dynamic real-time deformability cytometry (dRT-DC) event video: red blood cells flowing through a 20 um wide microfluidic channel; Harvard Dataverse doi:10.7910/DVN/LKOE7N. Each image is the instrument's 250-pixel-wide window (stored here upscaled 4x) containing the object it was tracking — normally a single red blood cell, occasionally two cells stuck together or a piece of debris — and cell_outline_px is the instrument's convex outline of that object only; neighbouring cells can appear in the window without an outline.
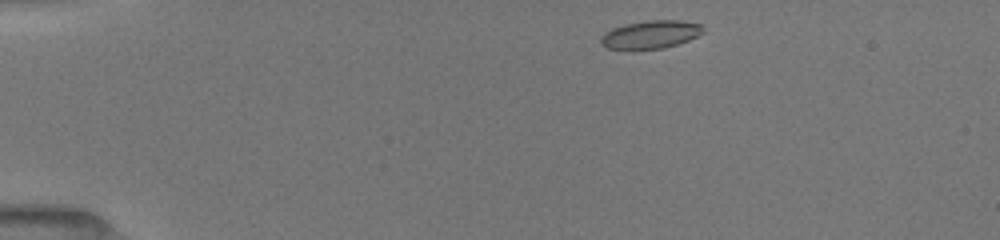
{"species": "common noctule bat (a hibernating species)", "species_latin": "Nyctalus noctula", "temperature_condition": "room temperature", "stored_images_in_passage": 43, "camera_frame_rate_fps": 3000, "um_per_image_px": 0.085, "animal": {"sex": "female", "body_mass_g": 19.5, "forearm_length_mm": 54.1}, "frame": {"image": 1, "passage_image": 1, "time_ms": 0.0, "image_size_px": [1000, 240], "cell_outline_px": [[704, 32], [688, 40], [664, 48], [608, 48], [600, 44], [600, 36], [604, 32], [612, 28], [624, 24], [644, 20], [680, 20], [700, 24], [704, 28]], "centroid_in_image_um": [55.28, 2.9], "position_along_channel_um": 29.7, "area_um2": 16.59}}
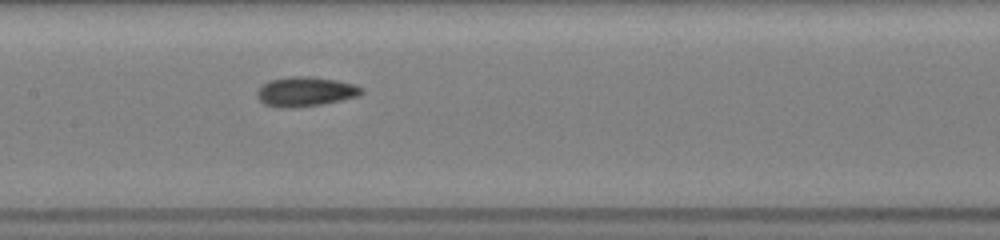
{"frame": {"image": 2, "passage_image": 18, "time_ms": 5.667, "image_size_px": [1000, 240], "cell_outline_px": [[364, 92], [360, 96], [324, 104], [292, 108], [280, 108], [264, 104], [256, 96], [256, 92], [268, 80], [288, 76], [308, 76], [336, 80], [356, 84], [364, 88]], "centroid_in_image_um": [25.99, 7.79], "position_along_channel_um": 181.4, "area_um2": 18.32}}
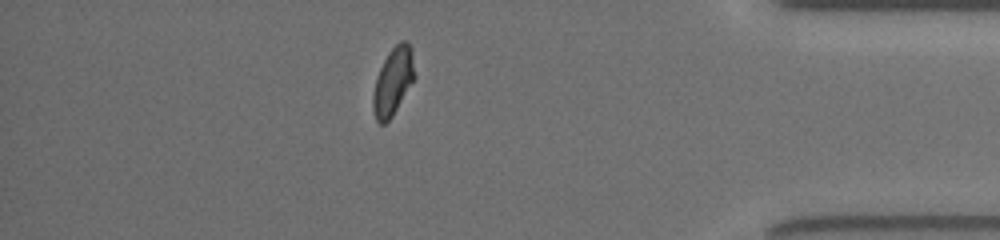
{"frame": {"image": 3, "passage_image": 37, "time_ms": 12.0, "image_size_px": [1000, 240], "cell_outline_px": [[416, 76], [392, 116], [384, 124], [380, 124], [376, 120], [372, 108], [372, 96], [376, 76], [388, 52], [400, 40], [404, 40], [412, 48]], "centroid_in_image_um": [33.41, 6.9], "position_along_channel_um": 401.8, "area_um2": 16.47}, "authors_computed_cell_mechanics": {"area_um2": 16.9354, "velocity_mm_per_s": 3.9776, "shape_relaxation_time_tau1_ms": 3.9844, "shape_relaxation_time_tau2_ms": 1.6445, "deformation_change_tau1": 0.1274, "deformation_change_tau2": 0.0627}}